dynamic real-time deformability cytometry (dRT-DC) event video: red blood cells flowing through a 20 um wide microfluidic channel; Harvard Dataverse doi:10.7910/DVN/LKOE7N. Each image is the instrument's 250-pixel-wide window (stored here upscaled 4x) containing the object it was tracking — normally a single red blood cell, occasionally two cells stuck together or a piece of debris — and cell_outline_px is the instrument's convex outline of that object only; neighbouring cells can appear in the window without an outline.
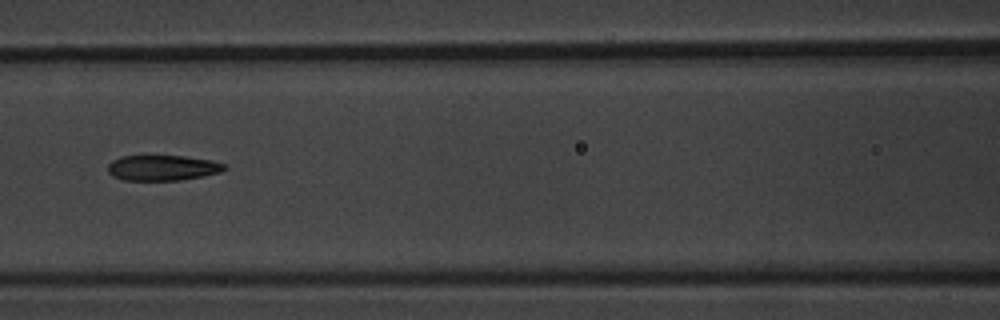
{"species": "common noctule bat (a hibernating species)", "species_latin": "Nyctalus noctula", "temperature_condition": "warm", "stored_images_in_passage": 5, "camera_frame_rate_fps": 3000, "um_per_image_px": 0.085, "animal": {"sex": "male", "body_mass_g": 20.1, "forearm_length_mm": 53.5}, "frame": {"image": 1, "passage_image": 5, "time_ms": 4.667, "image_size_px": [1000, 320], "cell_outline_px": [[228, 168], [220, 172], [204, 176], [180, 180], [124, 180], [112, 176], [108, 172], [108, 164], [112, 160], [120, 156], [184, 156], [208, 160], [224, 164]], "centroid_in_image_um": [13.79, 14.27], "position_along_channel_um": 152.8, "area_um2": 17.22}}